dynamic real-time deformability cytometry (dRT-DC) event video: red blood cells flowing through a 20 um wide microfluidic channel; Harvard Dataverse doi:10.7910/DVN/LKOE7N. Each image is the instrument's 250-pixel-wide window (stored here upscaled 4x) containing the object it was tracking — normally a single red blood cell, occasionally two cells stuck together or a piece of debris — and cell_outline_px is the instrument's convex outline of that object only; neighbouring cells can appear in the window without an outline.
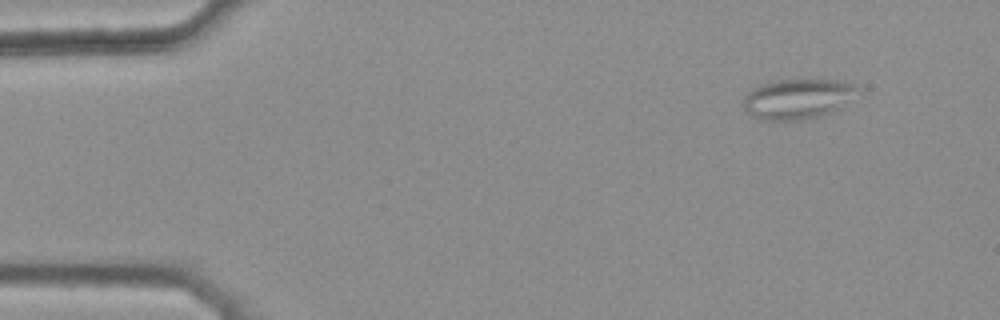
{"species": "common noctule bat (a hibernating species)", "species_latin": "Nyctalus noctula", "temperature_condition": "warm", "stored_images_in_passage": 43, "camera_frame_rate_fps": 3000, "um_per_image_px": 0.085, "animal": {"sex": "female", "body_mass_g": 25.1}, "frame": {"image": 1, "passage_image": 1, "time_ms": 0.0, "image_size_px": [1000, 320], "cell_outline_px": [[860, 88], [840, 108], [820, 116], [804, 120], [784, 124], [764, 120], [752, 116], [744, 108], [744, 96], [748, 92], [760, 84], [776, 80], [836, 80], [856, 84]], "centroid_in_image_um": [67.76, 8.44], "position_along_channel_um": 17.2, "area_um2": 27.11}}
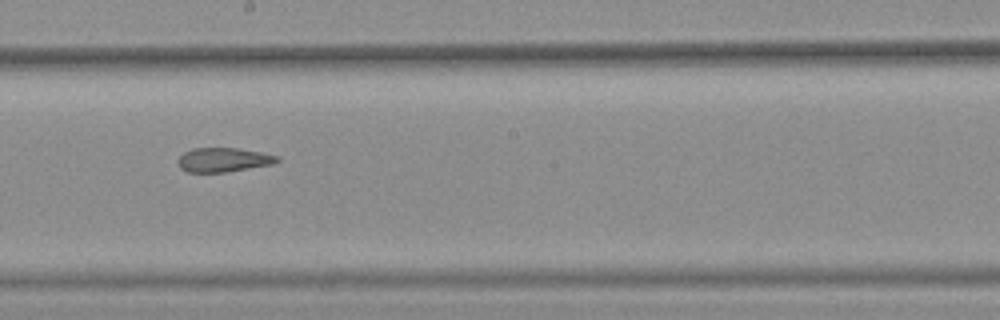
{"frame": {"image": 2, "passage_image": 25, "time_ms": 8.0, "image_size_px": [1000, 320], "cell_outline_px": [[280, 160], [272, 164], [224, 172], [188, 172], [180, 168], [180, 156], [184, 152], [192, 148], [236, 148], [260, 152], [280, 156]], "centroid_in_image_um": [19.01, 13.58], "position_along_channel_um": 229.2, "area_um2": 13.76}}
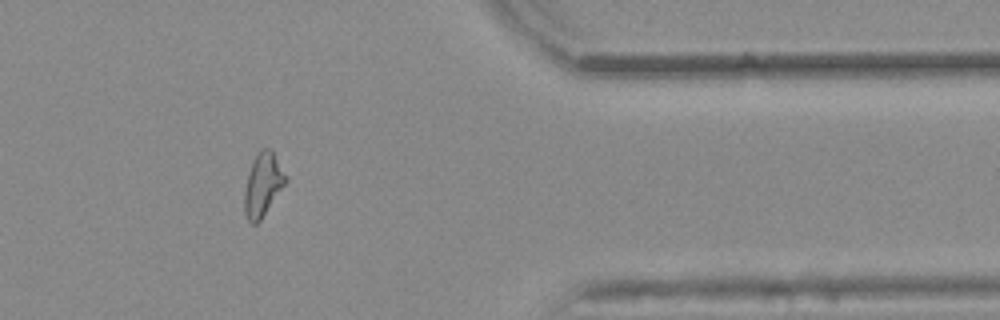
{"frame": {"image": 3, "passage_image": 39, "time_ms": 12.667, "image_size_px": [1000, 320], "cell_outline_px": [[288, 180], [260, 220], [256, 224], [252, 224], [248, 220], [244, 212], [244, 192], [248, 172], [256, 152], [260, 148], [268, 148], [272, 152], [288, 176]], "centroid_in_image_um": [22.34, 15.68], "position_along_channel_um": 389.1, "area_um2": 15.2}, "authors_computed_cell_mechanics": {"area_um2": 15.2014, "velocity_mm_per_s": 3.8627, "shape_relaxation_time_tau1_ms": null, "shape_relaxation_time_tau2_ms": 2.4709, "deformation_change_tau1": null, "deformation_change_tau2": 0.1201}}